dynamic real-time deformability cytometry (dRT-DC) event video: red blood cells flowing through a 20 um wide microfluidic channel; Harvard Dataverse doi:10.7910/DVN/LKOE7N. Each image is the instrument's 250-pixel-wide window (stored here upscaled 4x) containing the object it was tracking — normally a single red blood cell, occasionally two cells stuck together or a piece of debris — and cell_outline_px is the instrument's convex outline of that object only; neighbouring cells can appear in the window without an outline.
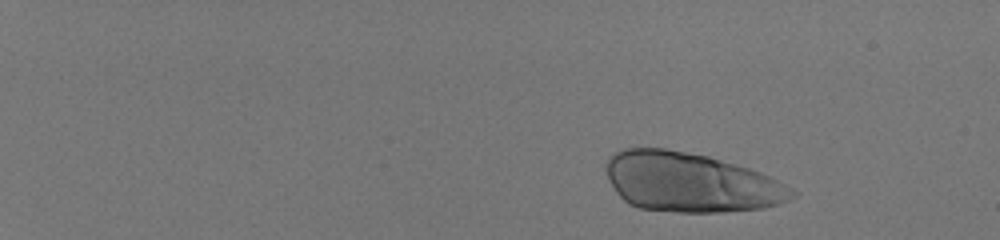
{"species": "human", "species_latin": "Homo sapiens", "temperature_condition": "room temperature", "stored_images_in_passage": 23, "camera_frame_rate_fps": 3000, "um_per_image_px": 0.085, "donor": {"sex": "male"}, "frame": {"image": 1, "passage_image": 8, "time_ms": 2.333, "image_size_px": [1000, 240], "cell_outline_px": [[800, 192], [796, 196], [788, 200], [764, 208], [720, 212], [676, 212], [640, 208], [628, 204], [616, 192], [608, 180], [604, 168], [604, 164], [608, 156], [624, 148], [664, 148], [708, 156], [748, 168], [760, 172]], "centroid_in_image_um": [58.65, 15.5], "position_along_channel_um": 26.3, "area_um2": 64.56}}